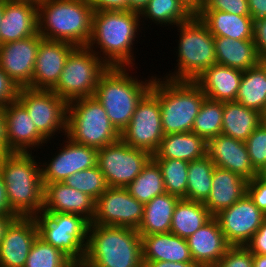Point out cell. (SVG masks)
Instances as JSON below:
<instances>
[{"label": "cell", "instance_id": "1", "mask_svg": "<svg viewBox=\"0 0 266 267\" xmlns=\"http://www.w3.org/2000/svg\"><path fill=\"white\" fill-rule=\"evenodd\" d=\"M140 24V13L134 11H94L87 47L108 67H133L134 41L143 28Z\"/></svg>", "mask_w": 266, "mask_h": 267}, {"label": "cell", "instance_id": "2", "mask_svg": "<svg viewBox=\"0 0 266 267\" xmlns=\"http://www.w3.org/2000/svg\"><path fill=\"white\" fill-rule=\"evenodd\" d=\"M36 157L22 152L0 155L9 206L18 217H34L43 209L44 185Z\"/></svg>", "mask_w": 266, "mask_h": 267}, {"label": "cell", "instance_id": "3", "mask_svg": "<svg viewBox=\"0 0 266 267\" xmlns=\"http://www.w3.org/2000/svg\"><path fill=\"white\" fill-rule=\"evenodd\" d=\"M130 69L133 67H108L100 76L93 95L119 133L130 123L138 102L150 90L155 78L151 76L142 81L129 74Z\"/></svg>", "mask_w": 266, "mask_h": 267}, {"label": "cell", "instance_id": "4", "mask_svg": "<svg viewBox=\"0 0 266 267\" xmlns=\"http://www.w3.org/2000/svg\"><path fill=\"white\" fill-rule=\"evenodd\" d=\"M93 14L87 0H45L38 6V33L46 40L87 47Z\"/></svg>", "mask_w": 266, "mask_h": 267}, {"label": "cell", "instance_id": "5", "mask_svg": "<svg viewBox=\"0 0 266 267\" xmlns=\"http://www.w3.org/2000/svg\"><path fill=\"white\" fill-rule=\"evenodd\" d=\"M93 267H143L137 229L89 224L84 259Z\"/></svg>", "mask_w": 266, "mask_h": 267}, {"label": "cell", "instance_id": "6", "mask_svg": "<svg viewBox=\"0 0 266 267\" xmlns=\"http://www.w3.org/2000/svg\"><path fill=\"white\" fill-rule=\"evenodd\" d=\"M176 27L180 33L176 47L178 49H175L178 63L172 69L174 72L169 71L163 78L194 81L207 68L217 63L214 36L196 14Z\"/></svg>", "mask_w": 266, "mask_h": 267}, {"label": "cell", "instance_id": "7", "mask_svg": "<svg viewBox=\"0 0 266 267\" xmlns=\"http://www.w3.org/2000/svg\"><path fill=\"white\" fill-rule=\"evenodd\" d=\"M205 98V94L194 81L158 77V101L164 135L191 132Z\"/></svg>", "mask_w": 266, "mask_h": 267}, {"label": "cell", "instance_id": "8", "mask_svg": "<svg viewBox=\"0 0 266 267\" xmlns=\"http://www.w3.org/2000/svg\"><path fill=\"white\" fill-rule=\"evenodd\" d=\"M66 136L73 142L96 149L120 140V133L106 110L93 96L68 103Z\"/></svg>", "mask_w": 266, "mask_h": 267}, {"label": "cell", "instance_id": "9", "mask_svg": "<svg viewBox=\"0 0 266 267\" xmlns=\"http://www.w3.org/2000/svg\"><path fill=\"white\" fill-rule=\"evenodd\" d=\"M108 66L88 47H76L68 56L52 91L67 103L94 95L100 76Z\"/></svg>", "mask_w": 266, "mask_h": 267}, {"label": "cell", "instance_id": "10", "mask_svg": "<svg viewBox=\"0 0 266 267\" xmlns=\"http://www.w3.org/2000/svg\"><path fill=\"white\" fill-rule=\"evenodd\" d=\"M38 236L72 261L84 260L90 222L81 215L43 213L34 216Z\"/></svg>", "mask_w": 266, "mask_h": 267}, {"label": "cell", "instance_id": "11", "mask_svg": "<svg viewBox=\"0 0 266 267\" xmlns=\"http://www.w3.org/2000/svg\"><path fill=\"white\" fill-rule=\"evenodd\" d=\"M161 120L156 75L150 90L138 102L130 123L120 133V139L133 148L153 155L164 136Z\"/></svg>", "mask_w": 266, "mask_h": 267}, {"label": "cell", "instance_id": "12", "mask_svg": "<svg viewBox=\"0 0 266 267\" xmlns=\"http://www.w3.org/2000/svg\"><path fill=\"white\" fill-rule=\"evenodd\" d=\"M17 101L50 143L58 133L66 136L68 103L52 90L19 88Z\"/></svg>", "mask_w": 266, "mask_h": 267}, {"label": "cell", "instance_id": "13", "mask_svg": "<svg viewBox=\"0 0 266 267\" xmlns=\"http://www.w3.org/2000/svg\"><path fill=\"white\" fill-rule=\"evenodd\" d=\"M151 158L148 151L133 148L120 139L98 149L97 166L108 187L126 188Z\"/></svg>", "mask_w": 266, "mask_h": 267}, {"label": "cell", "instance_id": "14", "mask_svg": "<svg viewBox=\"0 0 266 267\" xmlns=\"http://www.w3.org/2000/svg\"><path fill=\"white\" fill-rule=\"evenodd\" d=\"M144 204L127 188L108 187L95 200V214L90 224L138 229L143 220Z\"/></svg>", "mask_w": 266, "mask_h": 267}, {"label": "cell", "instance_id": "15", "mask_svg": "<svg viewBox=\"0 0 266 267\" xmlns=\"http://www.w3.org/2000/svg\"><path fill=\"white\" fill-rule=\"evenodd\" d=\"M214 217L231 246H245L266 220L247 193Z\"/></svg>", "mask_w": 266, "mask_h": 267}, {"label": "cell", "instance_id": "16", "mask_svg": "<svg viewBox=\"0 0 266 267\" xmlns=\"http://www.w3.org/2000/svg\"><path fill=\"white\" fill-rule=\"evenodd\" d=\"M65 138L64 145L50 160L40 161L43 185L63 182L70 175L97 165L98 149L73 142L67 136Z\"/></svg>", "mask_w": 266, "mask_h": 267}, {"label": "cell", "instance_id": "17", "mask_svg": "<svg viewBox=\"0 0 266 267\" xmlns=\"http://www.w3.org/2000/svg\"><path fill=\"white\" fill-rule=\"evenodd\" d=\"M43 38L39 33L0 45V67L18 88H31L37 50Z\"/></svg>", "mask_w": 266, "mask_h": 267}, {"label": "cell", "instance_id": "18", "mask_svg": "<svg viewBox=\"0 0 266 267\" xmlns=\"http://www.w3.org/2000/svg\"><path fill=\"white\" fill-rule=\"evenodd\" d=\"M5 137L10 152L34 153L49 142L36 128L27 110L17 101L4 107Z\"/></svg>", "mask_w": 266, "mask_h": 267}, {"label": "cell", "instance_id": "19", "mask_svg": "<svg viewBox=\"0 0 266 267\" xmlns=\"http://www.w3.org/2000/svg\"><path fill=\"white\" fill-rule=\"evenodd\" d=\"M75 48L65 41L43 39L37 50L32 89L52 90L59 81L69 54Z\"/></svg>", "mask_w": 266, "mask_h": 267}, {"label": "cell", "instance_id": "20", "mask_svg": "<svg viewBox=\"0 0 266 267\" xmlns=\"http://www.w3.org/2000/svg\"><path fill=\"white\" fill-rule=\"evenodd\" d=\"M206 156L215 167L230 170L247 181L257 176L246 143L233 137L219 134L207 140Z\"/></svg>", "mask_w": 266, "mask_h": 267}, {"label": "cell", "instance_id": "21", "mask_svg": "<svg viewBox=\"0 0 266 267\" xmlns=\"http://www.w3.org/2000/svg\"><path fill=\"white\" fill-rule=\"evenodd\" d=\"M37 236L34 217H17L0 243V267H24Z\"/></svg>", "mask_w": 266, "mask_h": 267}, {"label": "cell", "instance_id": "22", "mask_svg": "<svg viewBox=\"0 0 266 267\" xmlns=\"http://www.w3.org/2000/svg\"><path fill=\"white\" fill-rule=\"evenodd\" d=\"M42 212L78 214L91 223L95 214V200L64 182L46 183Z\"/></svg>", "mask_w": 266, "mask_h": 267}, {"label": "cell", "instance_id": "23", "mask_svg": "<svg viewBox=\"0 0 266 267\" xmlns=\"http://www.w3.org/2000/svg\"><path fill=\"white\" fill-rule=\"evenodd\" d=\"M186 241L192 260L202 267H214L231 247L214 216Z\"/></svg>", "mask_w": 266, "mask_h": 267}, {"label": "cell", "instance_id": "24", "mask_svg": "<svg viewBox=\"0 0 266 267\" xmlns=\"http://www.w3.org/2000/svg\"><path fill=\"white\" fill-rule=\"evenodd\" d=\"M38 33V6L21 1L4 0L0 26V45Z\"/></svg>", "mask_w": 266, "mask_h": 267}, {"label": "cell", "instance_id": "25", "mask_svg": "<svg viewBox=\"0 0 266 267\" xmlns=\"http://www.w3.org/2000/svg\"><path fill=\"white\" fill-rule=\"evenodd\" d=\"M243 71L214 64L207 68L194 82L206 98L219 102L235 101Z\"/></svg>", "mask_w": 266, "mask_h": 267}, {"label": "cell", "instance_id": "26", "mask_svg": "<svg viewBox=\"0 0 266 267\" xmlns=\"http://www.w3.org/2000/svg\"><path fill=\"white\" fill-rule=\"evenodd\" d=\"M248 181L230 170L215 167L212 177V188L207 200L203 203L212 216L229 208L247 193Z\"/></svg>", "mask_w": 266, "mask_h": 267}, {"label": "cell", "instance_id": "27", "mask_svg": "<svg viewBox=\"0 0 266 267\" xmlns=\"http://www.w3.org/2000/svg\"><path fill=\"white\" fill-rule=\"evenodd\" d=\"M143 261L194 262L186 239L171 232L141 235Z\"/></svg>", "mask_w": 266, "mask_h": 267}, {"label": "cell", "instance_id": "28", "mask_svg": "<svg viewBox=\"0 0 266 267\" xmlns=\"http://www.w3.org/2000/svg\"><path fill=\"white\" fill-rule=\"evenodd\" d=\"M196 15L214 37L252 40L253 20L250 15H235L218 10H199Z\"/></svg>", "mask_w": 266, "mask_h": 267}, {"label": "cell", "instance_id": "29", "mask_svg": "<svg viewBox=\"0 0 266 267\" xmlns=\"http://www.w3.org/2000/svg\"><path fill=\"white\" fill-rule=\"evenodd\" d=\"M207 141L193 132L164 135L152 158L179 159L187 162L206 156Z\"/></svg>", "mask_w": 266, "mask_h": 267}, {"label": "cell", "instance_id": "30", "mask_svg": "<svg viewBox=\"0 0 266 267\" xmlns=\"http://www.w3.org/2000/svg\"><path fill=\"white\" fill-rule=\"evenodd\" d=\"M216 61L227 67L246 71L258 65L259 55L253 40L214 37Z\"/></svg>", "mask_w": 266, "mask_h": 267}, {"label": "cell", "instance_id": "31", "mask_svg": "<svg viewBox=\"0 0 266 267\" xmlns=\"http://www.w3.org/2000/svg\"><path fill=\"white\" fill-rule=\"evenodd\" d=\"M179 197L168 194L158 195L144 204L143 220L137 229L140 235L168 233Z\"/></svg>", "mask_w": 266, "mask_h": 267}, {"label": "cell", "instance_id": "32", "mask_svg": "<svg viewBox=\"0 0 266 267\" xmlns=\"http://www.w3.org/2000/svg\"><path fill=\"white\" fill-rule=\"evenodd\" d=\"M260 124V112L236 101L224 102L221 134L245 142Z\"/></svg>", "mask_w": 266, "mask_h": 267}, {"label": "cell", "instance_id": "33", "mask_svg": "<svg viewBox=\"0 0 266 267\" xmlns=\"http://www.w3.org/2000/svg\"><path fill=\"white\" fill-rule=\"evenodd\" d=\"M212 217L202 202L181 198L173 212L170 232L187 239Z\"/></svg>", "mask_w": 266, "mask_h": 267}, {"label": "cell", "instance_id": "34", "mask_svg": "<svg viewBox=\"0 0 266 267\" xmlns=\"http://www.w3.org/2000/svg\"><path fill=\"white\" fill-rule=\"evenodd\" d=\"M193 15L181 0H149L140 13V20L142 26L147 25L143 20L149 19V23L154 22L159 27L170 25L175 28L178 24L187 22Z\"/></svg>", "mask_w": 266, "mask_h": 267}, {"label": "cell", "instance_id": "35", "mask_svg": "<svg viewBox=\"0 0 266 267\" xmlns=\"http://www.w3.org/2000/svg\"><path fill=\"white\" fill-rule=\"evenodd\" d=\"M235 101L261 114L266 112V74L259 65L243 71Z\"/></svg>", "mask_w": 266, "mask_h": 267}, {"label": "cell", "instance_id": "36", "mask_svg": "<svg viewBox=\"0 0 266 267\" xmlns=\"http://www.w3.org/2000/svg\"><path fill=\"white\" fill-rule=\"evenodd\" d=\"M215 165L207 156L189 162L187 173L186 198L204 203L212 188Z\"/></svg>", "mask_w": 266, "mask_h": 267}, {"label": "cell", "instance_id": "37", "mask_svg": "<svg viewBox=\"0 0 266 267\" xmlns=\"http://www.w3.org/2000/svg\"><path fill=\"white\" fill-rule=\"evenodd\" d=\"M126 188L133 197L143 204L166 192L161 170L152 158Z\"/></svg>", "mask_w": 266, "mask_h": 267}, {"label": "cell", "instance_id": "38", "mask_svg": "<svg viewBox=\"0 0 266 267\" xmlns=\"http://www.w3.org/2000/svg\"><path fill=\"white\" fill-rule=\"evenodd\" d=\"M224 102L205 98L196 116L191 132L206 141L222 132Z\"/></svg>", "mask_w": 266, "mask_h": 267}, {"label": "cell", "instance_id": "39", "mask_svg": "<svg viewBox=\"0 0 266 267\" xmlns=\"http://www.w3.org/2000/svg\"><path fill=\"white\" fill-rule=\"evenodd\" d=\"M159 166L168 194L186 198L189 162L179 159L152 158Z\"/></svg>", "mask_w": 266, "mask_h": 267}, {"label": "cell", "instance_id": "40", "mask_svg": "<svg viewBox=\"0 0 266 267\" xmlns=\"http://www.w3.org/2000/svg\"><path fill=\"white\" fill-rule=\"evenodd\" d=\"M71 262L65 253L37 236L24 267H67Z\"/></svg>", "mask_w": 266, "mask_h": 267}, {"label": "cell", "instance_id": "41", "mask_svg": "<svg viewBox=\"0 0 266 267\" xmlns=\"http://www.w3.org/2000/svg\"><path fill=\"white\" fill-rule=\"evenodd\" d=\"M63 182L69 187L88 194L94 200L108 189L105 177L97 165L76 172Z\"/></svg>", "mask_w": 266, "mask_h": 267}, {"label": "cell", "instance_id": "42", "mask_svg": "<svg viewBox=\"0 0 266 267\" xmlns=\"http://www.w3.org/2000/svg\"><path fill=\"white\" fill-rule=\"evenodd\" d=\"M250 161L258 172L266 164V130L260 124L245 141Z\"/></svg>", "mask_w": 266, "mask_h": 267}, {"label": "cell", "instance_id": "43", "mask_svg": "<svg viewBox=\"0 0 266 267\" xmlns=\"http://www.w3.org/2000/svg\"><path fill=\"white\" fill-rule=\"evenodd\" d=\"M214 267H253V254L245 246H231Z\"/></svg>", "mask_w": 266, "mask_h": 267}, {"label": "cell", "instance_id": "44", "mask_svg": "<svg viewBox=\"0 0 266 267\" xmlns=\"http://www.w3.org/2000/svg\"><path fill=\"white\" fill-rule=\"evenodd\" d=\"M200 10H218L235 15H250L247 0H205Z\"/></svg>", "mask_w": 266, "mask_h": 267}, {"label": "cell", "instance_id": "45", "mask_svg": "<svg viewBox=\"0 0 266 267\" xmlns=\"http://www.w3.org/2000/svg\"><path fill=\"white\" fill-rule=\"evenodd\" d=\"M247 194L254 204L266 215V181L255 176L247 183Z\"/></svg>", "mask_w": 266, "mask_h": 267}, {"label": "cell", "instance_id": "46", "mask_svg": "<svg viewBox=\"0 0 266 267\" xmlns=\"http://www.w3.org/2000/svg\"><path fill=\"white\" fill-rule=\"evenodd\" d=\"M19 88L0 67V106L5 107L17 100Z\"/></svg>", "mask_w": 266, "mask_h": 267}, {"label": "cell", "instance_id": "47", "mask_svg": "<svg viewBox=\"0 0 266 267\" xmlns=\"http://www.w3.org/2000/svg\"><path fill=\"white\" fill-rule=\"evenodd\" d=\"M245 247L252 254L266 255V220L261 224Z\"/></svg>", "mask_w": 266, "mask_h": 267}, {"label": "cell", "instance_id": "48", "mask_svg": "<svg viewBox=\"0 0 266 267\" xmlns=\"http://www.w3.org/2000/svg\"><path fill=\"white\" fill-rule=\"evenodd\" d=\"M259 56L266 55V19L253 23L252 38Z\"/></svg>", "mask_w": 266, "mask_h": 267}, {"label": "cell", "instance_id": "49", "mask_svg": "<svg viewBox=\"0 0 266 267\" xmlns=\"http://www.w3.org/2000/svg\"><path fill=\"white\" fill-rule=\"evenodd\" d=\"M94 11L128 10V0H87Z\"/></svg>", "mask_w": 266, "mask_h": 267}, {"label": "cell", "instance_id": "50", "mask_svg": "<svg viewBox=\"0 0 266 267\" xmlns=\"http://www.w3.org/2000/svg\"><path fill=\"white\" fill-rule=\"evenodd\" d=\"M253 23L266 19V0H247Z\"/></svg>", "mask_w": 266, "mask_h": 267}, {"label": "cell", "instance_id": "51", "mask_svg": "<svg viewBox=\"0 0 266 267\" xmlns=\"http://www.w3.org/2000/svg\"><path fill=\"white\" fill-rule=\"evenodd\" d=\"M143 267H202L195 262L143 261Z\"/></svg>", "mask_w": 266, "mask_h": 267}, {"label": "cell", "instance_id": "52", "mask_svg": "<svg viewBox=\"0 0 266 267\" xmlns=\"http://www.w3.org/2000/svg\"><path fill=\"white\" fill-rule=\"evenodd\" d=\"M0 215H16L9 206L6 187L1 173H0Z\"/></svg>", "mask_w": 266, "mask_h": 267}, {"label": "cell", "instance_id": "53", "mask_svg": "<svg viewBox=\"0 0 266 267\" xmlns=\"http://www.w3.org/2000/svg\"><path fill=\"white\" fill-rule=\"evenodd\" d=\"M11 153L5 137L4 107L0 106V155Z\"/></svg>", "mask_w": 266, "mask_h": 267}, {"label": "cell", "instance_id": "54", "mask_svg": "<svg viewBox=\"0 0 266 267\" xmlns=\"http://www.w3.org/2000/svg\"><path fill=\"white\" fill-rule=\"evenodd\" d=\"M17 217V215H0V243L4 238L7 228Z\"/></svg>", "mask_w": 266, "mask_h": 267}, {"label": "cell", "instance_id": "55", "mask_svg": "<svg viewBox=\"0 0 266 267\" xmlns=\"http://www.w3.org/2000/svg\"><path fill=\"white\" fill-rule=\"evenodd\" d=\"M149 0H128V10L141 13Z\"/></svg>", "mask_w": 266, "mask_h": 267}, {"label": "cell", "instance_id": "56", "mask_svg": "<svg viewBox=\"0 0 266 267\" xmlns=\"http://www.w3.org/2000/svg\"><path fill=\"white\" fill-rule=\"evenodd\" d=\"M188 9L193 13L196 14L203 6L205 1L204 0H181Z\"/></svg>", "mask_w": 266, "mask_h": 267}, {"label": "cell", "instance_id": "57", "mask_svg": "<svg viewBox=\"0 0 266 267\" xmlns=\"http://www.w3.org/2000/svg\"><path fill=\"white\" fill-rule=\"evenodd\" d=\"M253 267H266V255L253 254Z\"/></svg>", "mask_w": 266, "mask_h": 267}, {"label": "cell", "instance_id": "58", "mask_svg": "<svg viewBox=\"0 0 266 267\" xmlns=\"http://www.w3.org/2000/svg\"><path fill=\"white\" fill-rule=\"evenodd\" d=\"M67 267H90L85 260L72 261Z\"/></svg>", "mask_w": 266, "mask_h": 267}, {"label": "cell", "instance_id": "59", "mask_svg": "<svg viewBox=\"0 0 266 267\" xmlns=\"http://www.w3.org/2000/svg\"><path fill=\"white\" fill-rule=\"evenodd\" d=\"M258 65L262 68V70L266 74V55L259 56Z\"/></svg>", "mask_w": 266, "mask_h": 267}, {"label": "cell", "instance_id": "60", "mask_svg": "<svg viewBox=\"0 0 266 267\" xmlns=\"http://www.w3.org/2000/svg\"><path fill=\"white\" fill-rule=\"evenodd\" d=\"M257 176L266 181V164L258 171Z\"/></svg>", "mask_w": 266, "mask_h": 267}, {"label": "cell", "instance_id": "61", "mask_svg": "<svg viewBox=\"0 0 266 267\" xmlns=\"http://www.w3.org/2000/svg\"><path fill=\"white\" fill-rule=\"evenodd\" d=\"M14 1L28 2V3H32V4L36 5V6H39L45 0H14Z\"/></svg>", "mask_w": 266, "mask_h": 267}, {"label": "cell", "instance_id": "62", "mask_svg": "<svg viewBox=\"0 0 266 267\" xmlns=\"http://www.w3.org/2000/svg\"><path fill=\"white\" fill-rule=\"evenodd\" d=\"M3 16H4V0H0V26L2 24Z\"/></svg>", "mask_w": 266, "mask_h": 267}, {"label": "cell", "instance_id": "63", "mask_svg": "<svg viewBox=\"0 0 266 267\" xmlns=\"http://www.w3.org/2000/svg\"><path fill=\"white\" fill-rule=\"evenodd\" d=\"M261 125L266 130V112L261 114Z\"/></svg>", "mask_w": 266, "mask_h": 267}]
</instances>
